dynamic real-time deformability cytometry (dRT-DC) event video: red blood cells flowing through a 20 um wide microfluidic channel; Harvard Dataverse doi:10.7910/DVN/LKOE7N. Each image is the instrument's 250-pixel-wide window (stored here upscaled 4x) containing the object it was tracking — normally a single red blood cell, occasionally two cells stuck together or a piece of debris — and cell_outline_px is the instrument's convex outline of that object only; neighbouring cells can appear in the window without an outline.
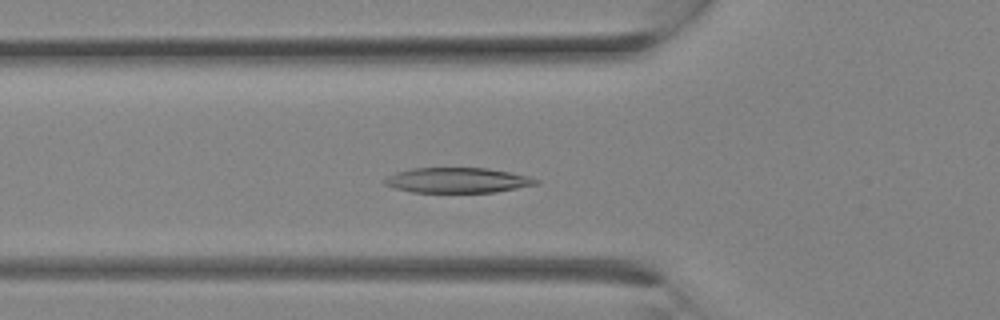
{"species": "Egyptian fruit bat (a non-hibernating species)", "species_latin": "Rousettus aegyptiacus", "temperature_condition": "room temperature", "stored_images_in_passage": 14, "camera_frame_rate_fps": 3000, "um_per_image_px": 0.085, "animal": {"sex": "female"}, "frame": {"image": 1, "passage_image": 10, "time_ms": 3.0, "image_size_px": [1000, 320], "cell_outline_px": [[540, 184], [496, 192], [412, 192], [396, 188], [384, 184], [384, 180], [388, 176], [396, 172], [412, 168], [488, 168], [528, 176], [540, 180]], "centroid_in_image_um": [38.92, 15.32], "position_along_channel_um": 86.9, "area_um2": 22.14}}
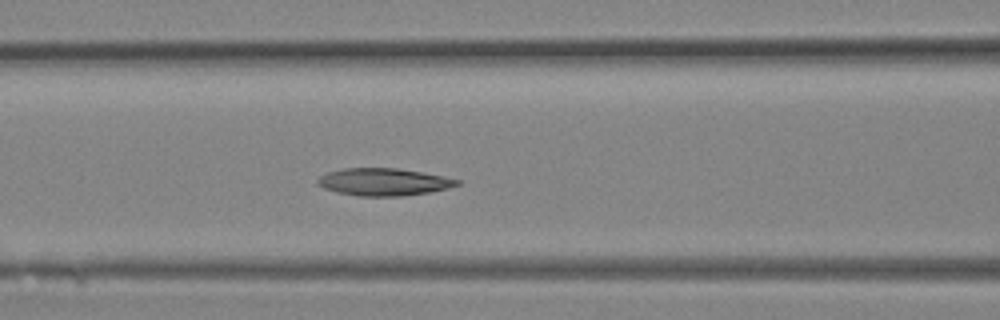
{"frame": {"image": 2, "passage_image": 12, "time_ms": 3.667, "image_size_px": [1000, 320], "cell_outline_px": [[460, 184], [448, 188], [432, 192], [404, 196], [360, 196], [336, 192], [324, 188], [316, 184], [316, 180], [320, 176], [328, 172], [344, 168], [396, 168], [444, 176], [460, 180]], "centroid_in_image_um": [32.61, 15.47], "position_along_channel_um": 134.0, "area_um2": 22.31}}
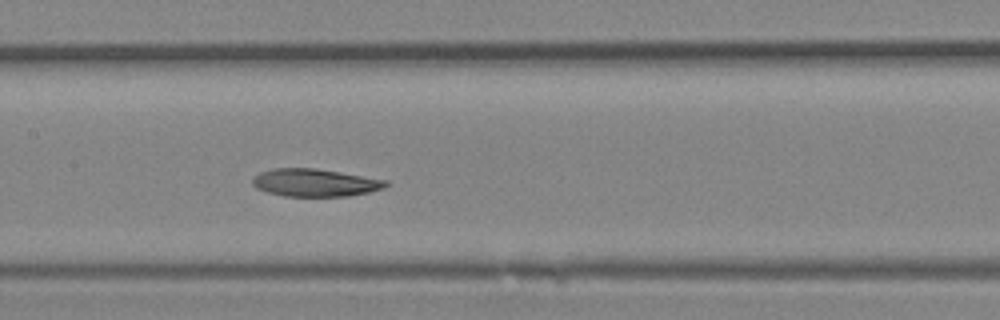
{"frame": {"image": 3, "passage_image": 14, "time_ms": 4.333, "image_size_px": [1000, 320], "cell_outline_px": [[388, 184], [384, 188], [368, 192], [348, 196], [284, 196], [268, 192], [256, 188], [252, 184], [252, 180], [260, 172], [272, 168], [316, 168], [388, 180]], "centroid_in_image_um": [26.77, 15.52], "position_along_channel_um": 180.6, "area_um2": 21.44}}